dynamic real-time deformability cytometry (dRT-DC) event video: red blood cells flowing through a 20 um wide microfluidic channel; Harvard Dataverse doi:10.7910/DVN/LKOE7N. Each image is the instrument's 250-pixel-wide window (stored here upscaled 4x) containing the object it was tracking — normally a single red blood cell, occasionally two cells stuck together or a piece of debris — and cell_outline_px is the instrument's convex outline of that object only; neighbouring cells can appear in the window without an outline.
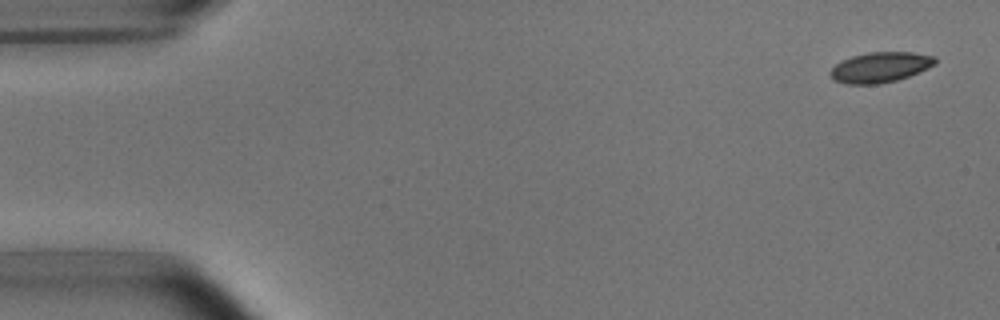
{"species": "common noctule bat (a hibernating species)", "species_latin": "Nyctalus noctula", "temperature_condition": "room temperature", "stored_images_in_passage": 6, "camera_frame_rate_fps": 3000, "um_per_image_px": 0.085, "animal": {"sex": "male", "body_mass_g": 15.6}, "frame": {"image": 1, "passage_image": 1, "time_ms": 0.0, "image_size_px": [1000, 320], "cell_outline_px": [[936, 64], [928, 68], [908, 76], [896, 80], [880, 84], [848, 84], [832, 80], [828, 72], [840, 60], [852, 56], [868, 52], [912, 52], [936, 56]], "centroid_in_image_um": [74.79, 5.71], "position_along_channel_um": 10.2, "area_um2": 18.67}}
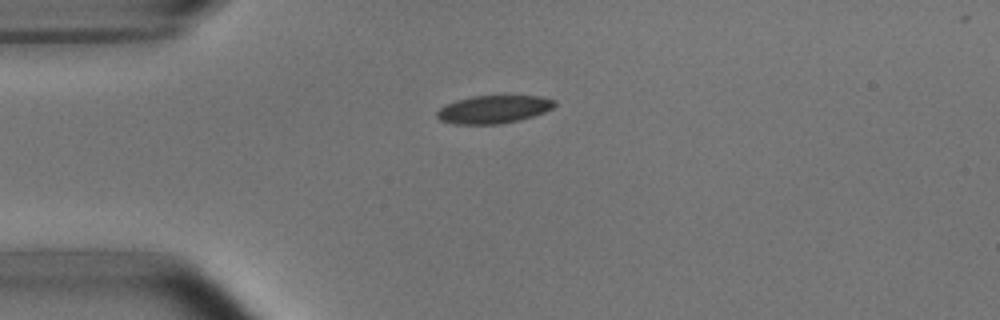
{"frame": {"image": 2, "passage_image": 4, "time_ms": 3.667, "image_size_px": [1000, 320], "cell_outline_px": [[556, 104], [552, 108], [544, 112], [532, 116], [500, 124], [452, 124], [440, 120], [436, 116], [436, 112], [440, 108], [456, 100], [472, 96], [504, 92], [540, 96], [556, 100]], "centroid_in_image_um": [41.99, 9.23], "position_along_channel_um": 43.0, "area_um2": 20.0}}